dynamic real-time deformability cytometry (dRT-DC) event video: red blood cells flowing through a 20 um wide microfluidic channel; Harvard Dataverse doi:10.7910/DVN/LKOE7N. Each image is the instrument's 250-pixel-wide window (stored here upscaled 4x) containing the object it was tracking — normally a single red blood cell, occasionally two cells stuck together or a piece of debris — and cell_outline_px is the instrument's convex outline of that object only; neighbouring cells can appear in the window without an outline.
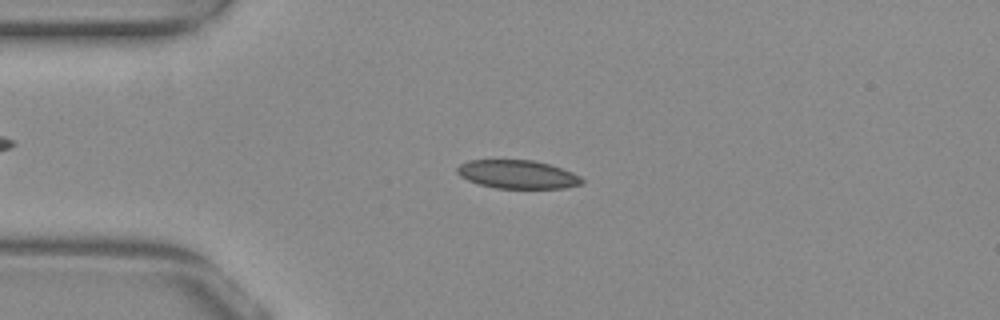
{"species": "common noctule bat (a hibernating species)", "species_latin": "Nyctalus noctula", "temperature_condition": "warm", "stored_images_in_passage": 52, "camera_frame_rate_fps": 3000, "um_per_image_px": 0.085, "animal": {"sex": "female", "body_mass_g": 29.2, "forearm_length_mm": 56.3}, "frame": {"image": 1, "passage_image": 12, "time_ms": 3.667, "image_size_px": [1000, 320], "cell_outline_px": [[584, 180], [580, 184], [564, 188], [496, 188], [480, 184], [468, 180], [460, 176], [456, 172], [456, 168], [460, 164], [468, 160], [532, 160], [548, 164], [572, 172], [580, 176]], "centroid_in_image_um": [43.96, 14.82], "position_along_channel_um": 41.0, "area_um2": 20.52}}
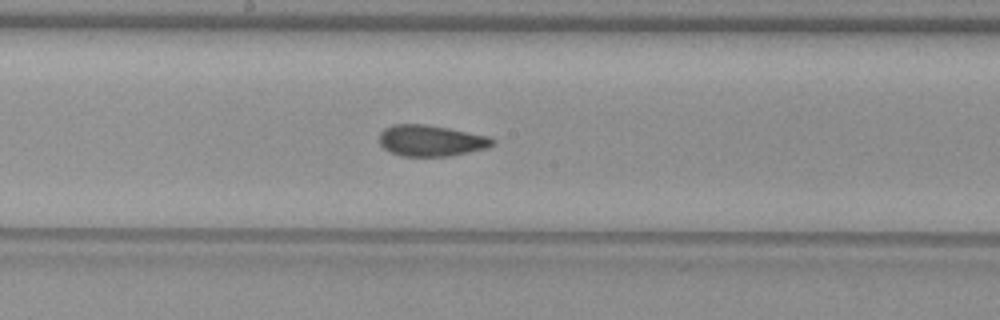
{"frame": {"image": 2, "passage_image": 27, "time_ms": 8.667, "image_size_px": [1000, 320], "cell_outline_px": [[496, 144], [488, 148], [452, 156], [400, 156], [388, 152], [380, 144], [380, 132], [384, 128], [392, 124], [424, 124], [448, 128], [488, 136], [496, 140]], "centroid_in_image_um": [36.64, 11.96], "position_along_channel_um": 211.6, "area_um2": 20.81}}
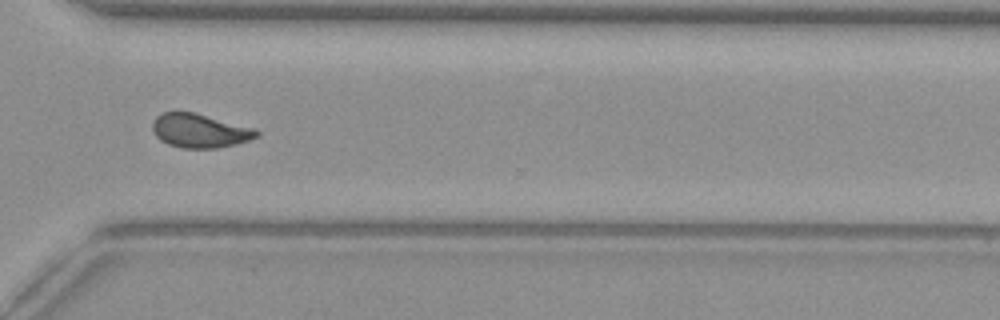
{"frame": {"image": 3, "passage_image": 38, "time_ms": 12.333, "image_size_px": [1000, 320], "cell_outline_px": [[260, 136], [236, 144], [220, 148], [180, 148], [168, 144], [160, 140], [156, 136], [152, 128], [152, 124], [156, 116], [164, 112], [192, 112], [256, 128], [260, 132]], "centroid_in_image_um": [17.0, 11.12], "position_along_channel_um": 353.6, "area_um2": 20.63}, "authors_computed_cell_mechanics": {"area_um2": 20.6057, "velocity_mm_per_s": 3.8787, "shape_relaxation_time_tau1_ms": null, "shape_relaxation_time_tau2_ms": 1.3295, "deformation_change_tau1": null, "deformation_change_tau2": 0.0592}}